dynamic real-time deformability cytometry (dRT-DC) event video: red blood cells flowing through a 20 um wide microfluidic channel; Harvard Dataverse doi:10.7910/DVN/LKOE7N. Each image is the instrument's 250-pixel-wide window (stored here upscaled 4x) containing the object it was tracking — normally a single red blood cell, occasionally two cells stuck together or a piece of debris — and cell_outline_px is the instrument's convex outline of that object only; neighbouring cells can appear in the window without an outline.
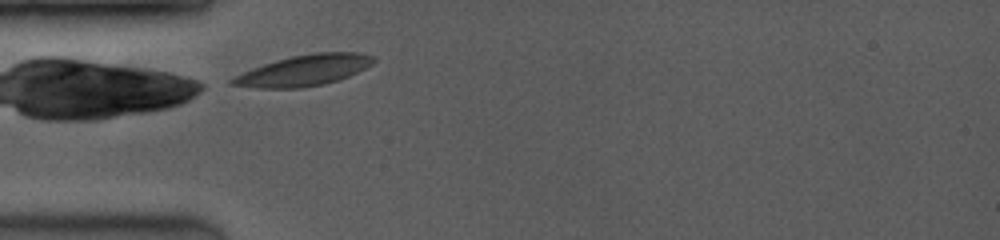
{"species": "common noctule bat (a hibernating species)", "species_latin": "Nyctalus noctula", "temperature_condition": "room temperature", "stored_images_in_passage": 1, "camera_frame_rate_fps": 3500, "um_per_image_px": 0.085, "animal": {"sex": "female", "body_mass_g": 19.0, "forearm_length_mm": 53.3}, "frame": {"image": 1, "passage_image": 1, "time_ms": 0.0, "image_size_px": [1000, 240], "cell_outline_px": [[376, 60], [372, 64], [348, 76], [324, 84], [300, 88], [260, 88], [228, 84], [228, 80], [252, 68], [276, 60], [292, 56], [316, 52], [360, 52], [376, 56]], "centroid_in_image_um": [25.86, 5.97], "position_along_channel_um": 59.1, "area_um2": 25.26}}